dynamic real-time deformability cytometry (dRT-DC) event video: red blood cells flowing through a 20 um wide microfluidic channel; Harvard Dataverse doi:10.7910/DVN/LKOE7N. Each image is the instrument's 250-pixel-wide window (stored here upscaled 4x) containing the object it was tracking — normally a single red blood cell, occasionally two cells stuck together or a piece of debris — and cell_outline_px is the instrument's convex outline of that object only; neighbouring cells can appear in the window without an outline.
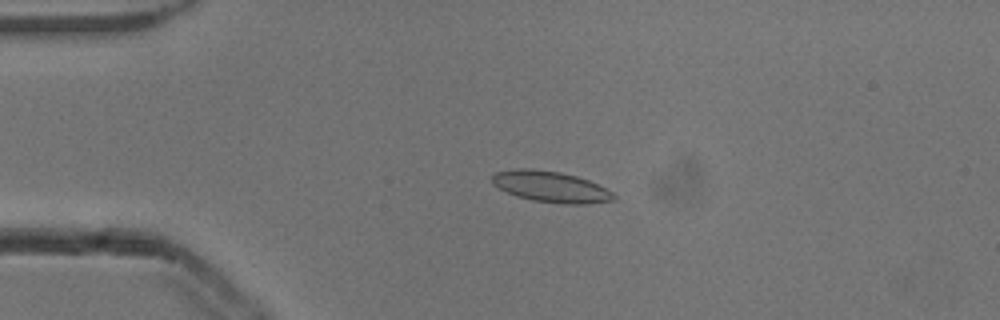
{"species": "common noctule bat (a hibernating species)", "species_latin": "Nyctalus noctula", "temperature_condition": "cold", "stored_images_in_passage": 51, "camera_frame_rate_fps": 3000, "um_per_image_px": 0.085, "animal": {"sex": "male", "body_mass_g": 13.3}, "frame": {"image": 1, "passage_image": 10, "time_ms": 3.0, "image_size_px": [1000, 320], "cell_outline_px": [[616, 200], [588, 204], [560, 204], [532, 200], [516, 196], [492, 184], [492, 176], [496, 172], [516, 168], [532, 168], [560, 172], [576, 176], [588, 180], [612, 192], [616, 196]], "centroid_in_image_um": [46.82, 15.88], "position_along_channel_um": 38.2, "area_um2": 22.02}}
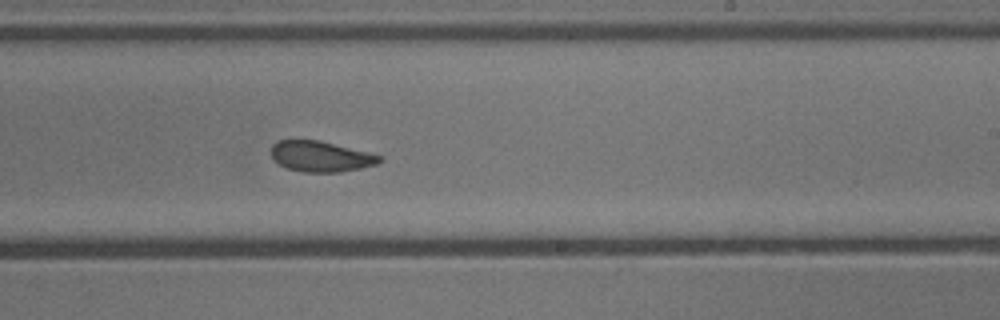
{"frame": {"image": 2, "passage_image": 30, "time_ms": 9.667, "image_size_px": [1000, 320], "cell_outline_px": [[384, 160], [376, 164], [360, 168], [340, 172], [304, 172], [288, 168], [280, 164], [272, 156], [272, 144], [276, 140], [320, 140], [384, 156]], "centroid_in_image_um": [27.3, 13.29], "position_along_channel_um": 261.7, "area_um2": 19.31}}
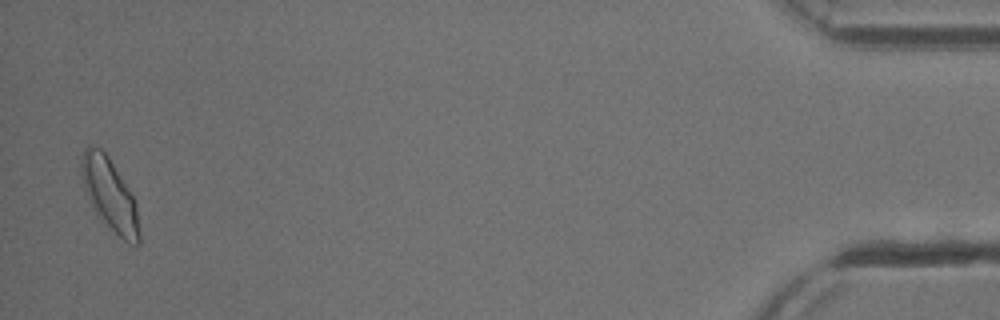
{"frame": {"image": 3, "passage_image": 50, "time_ms": 16.333, "image_size_px": [1000, 320], "cell_outline_px": [[140, 244], [136, 248], [128, 244], [96, 216], [88, 196], [80, 172], [80, 156], [84, 148], [88, 144], [100, 148], [108, 156], [128, 188], [136, 204], [140, 232]], "centroid_in_image_um": [9.32, 16.57], "position_along_channel_um": 425.9, "area_um2": 24.51}, "authors_computed_cell_mechanics": {"area_um2": 20.9236, "velocity_mm_per_s": 3.8395, "shape_relaxation_time_tau1_ms": 5.4872, "shape_relaxation_time_tau2_ms": 2.047, "deformation_change_tau1": 0.1229, "deformation_change_tau2": 0.0578}}